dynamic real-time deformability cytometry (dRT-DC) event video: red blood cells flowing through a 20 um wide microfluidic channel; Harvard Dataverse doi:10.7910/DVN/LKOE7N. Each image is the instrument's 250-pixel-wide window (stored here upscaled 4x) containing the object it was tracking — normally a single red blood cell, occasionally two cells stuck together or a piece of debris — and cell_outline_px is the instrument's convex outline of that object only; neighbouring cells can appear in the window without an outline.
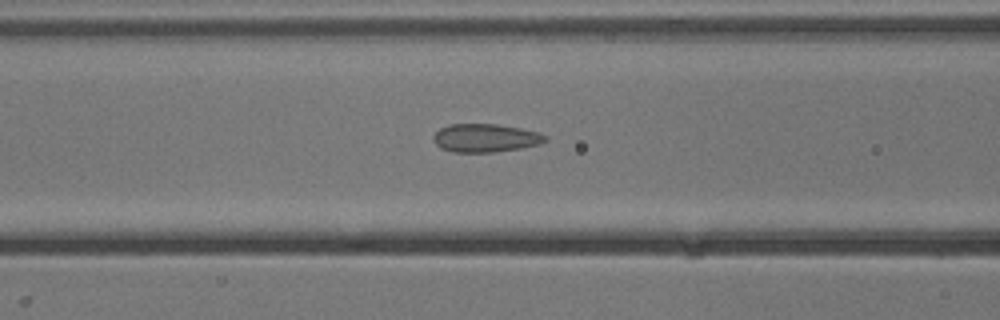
{"species": "common noctule bat (a hibernating species)", "species_latin": "Nyctalus noctula", "temperature_condition": "cold", "stored_images_in_passage": 46, "camera_frame_rate_fps": 3000, "um_per_image_px": 0.085, "animal": {"sex": "male", "body_mass_g": 13.3}, "frame": {"image": 1, "passage_image": 14, "time_ms": 4.333, "image_size_px": [1000, 320], "cell_outline_px": [[548, 140], [540, 144], [520, 148], [496, 152], [452, 152], [440, 148], [432, 140], [432, 136], [440, 128], [448, 124], [496, 124], [520, 128], [536, 132], [548, 136]], "centroid_in_image_um": [41.23, 11.73], "position_along_channel_um": 125.4, "area_um2": 18.55}}
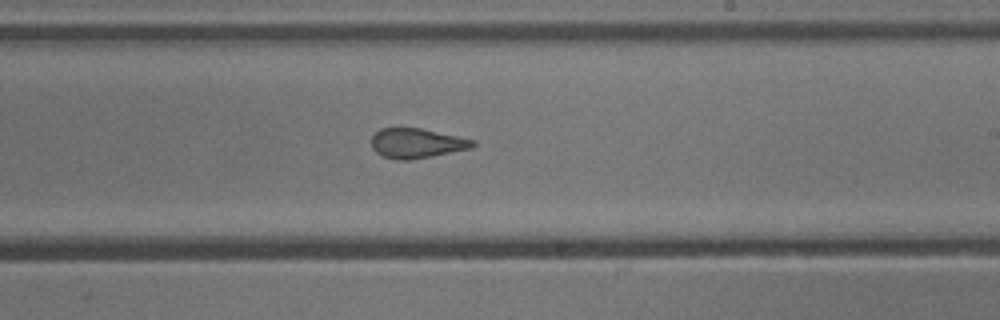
{"frame": {"image": 2, "passage_image": 24, "time_ms": 7.667, "image_size_px": [1000, 320], "cell_outline_px": [[476, 144], [472, 148], [432, 156], [408, 160], [396, 160], [384, 156], [376, 152], [372, 148], [372, 136], [380, 128], [420, 128], [476, 140]], "centroid_in_image_um": [35.43, 12.17], "position_along_channel_um": 253.6, "area_um2": 17.51}}
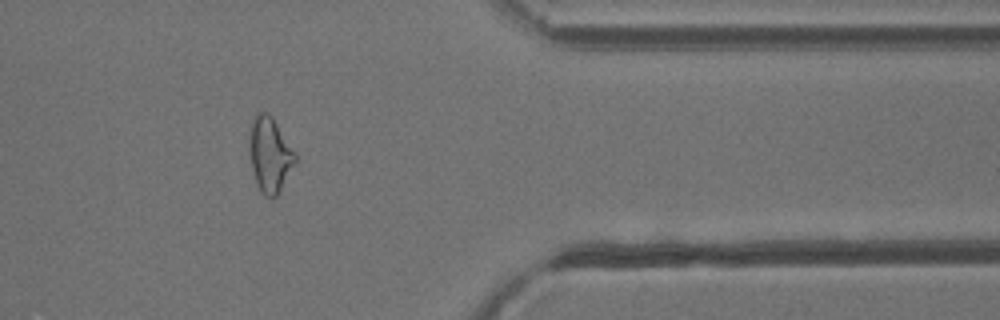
{"frame": {"image": 3, "passage_image": 36, "time_ms": 11.667, "image_size_px": [1000, 320], "cell_outline_px": [[296, 160], [276, 196], [264, 196], [260, 192], [256, 184], [252, 168], [248, 148], [248, 140], [252, 120], [256, 112], [268, 112], [272, 116], [296, 152]], "centroid_in_image_um": [22.91, 13.09], "position_along_channel_um": 388.5, "area_um2": 20.06}, "authors_computed_cell_mechanics": {"area_um2": 19.0162, "velocity_mm_per_s": 3.8544, "shape_relaxation_time_tau1_ms": 6.8227, "shape_relaxation_time_tau2_ms": 1.1602, "deformation_change_tau1": 0.1585, "deformation_change_tau2": 0.104}}